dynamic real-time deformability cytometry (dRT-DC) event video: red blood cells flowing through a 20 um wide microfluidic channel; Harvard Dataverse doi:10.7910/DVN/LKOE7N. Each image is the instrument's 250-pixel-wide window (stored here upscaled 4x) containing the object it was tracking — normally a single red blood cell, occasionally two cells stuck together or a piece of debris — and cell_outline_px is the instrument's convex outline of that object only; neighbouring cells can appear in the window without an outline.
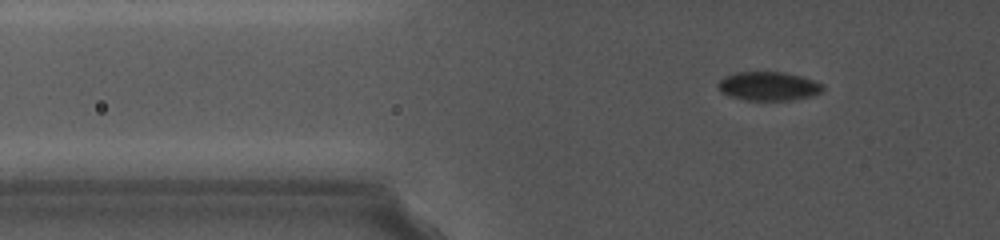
{"species": "common noctule bat (a hibernating species)", "species_latin": "Nyctalus noctula", "temperature_condition": "cold", "stored_images_in_passage": 71, "camera_frame_rate_fps": 5000, "um_per_image_px": 0.085, "animal": {"sex": "female", "body_mass_g": 19.0, "forearm_length_mm": 56.7}, "frame": {"image": 1, "passage_image": 3, "time_ms": 0.2, "image_size_px": [1000, 240], "cell_outline_px": [[824, 88], [820, 92], [808, 96], [788, 100], [748, 100], [732, 96], [724, 92], [720, 88], [720, 80], [736, 72], [784, 72], [800, 76], [824, 84]], "centroid_in_image_um": [65.37, 7.31], "position_along_channel_um": 60.4, "area_um2": 16.99}}
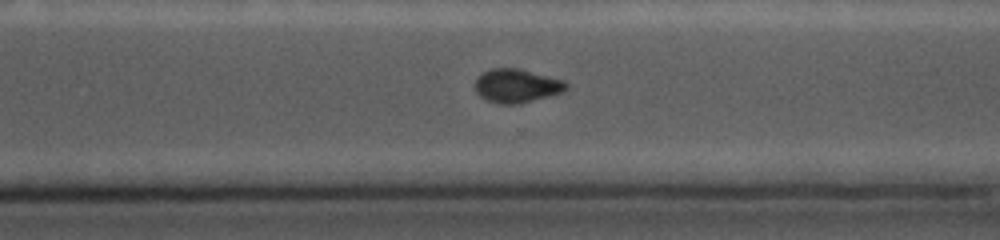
{"frame": {"image": 2, "passage_image": 52, "time_ms": 8.0, "image_size_px": [1000, 240], "cell_outline_px": [[568, 88], [560, 92], [520, 104], [504, 104], [488, 100], [480, 96], [476, 92], [476, 80], [484, 72], [492, 68], [520, 68], [564, 80], [568, 84]], "centroid_in_image_um": [43.93, 7.28], "position_along_channel_um": 326.7, "area_um2": 17.63}}
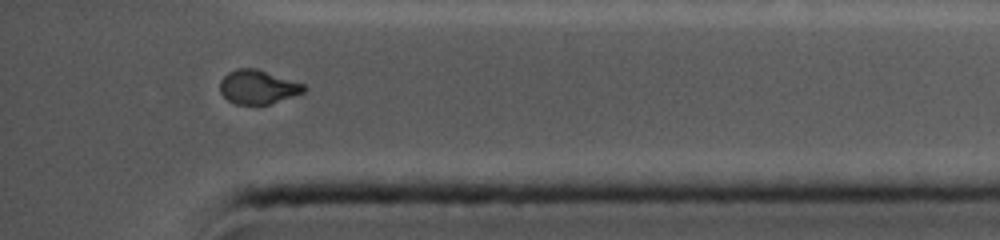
{"frame": {"image": 3, "passage_image": 66, "time_ms": 10.2, "image_size_px": [1000, 240], "cell_outline_px": [[308, 88], [304, 92], [268, 104], [236, 104], [228, 100], [220, 92], [220, 80], [228, 72], [236, 68], [256, 68], [304, 84]], "centroid_in_image_um": [21.9, 7.38], "position_along_channel_um": 413.3, "area_um2": 16.47}}